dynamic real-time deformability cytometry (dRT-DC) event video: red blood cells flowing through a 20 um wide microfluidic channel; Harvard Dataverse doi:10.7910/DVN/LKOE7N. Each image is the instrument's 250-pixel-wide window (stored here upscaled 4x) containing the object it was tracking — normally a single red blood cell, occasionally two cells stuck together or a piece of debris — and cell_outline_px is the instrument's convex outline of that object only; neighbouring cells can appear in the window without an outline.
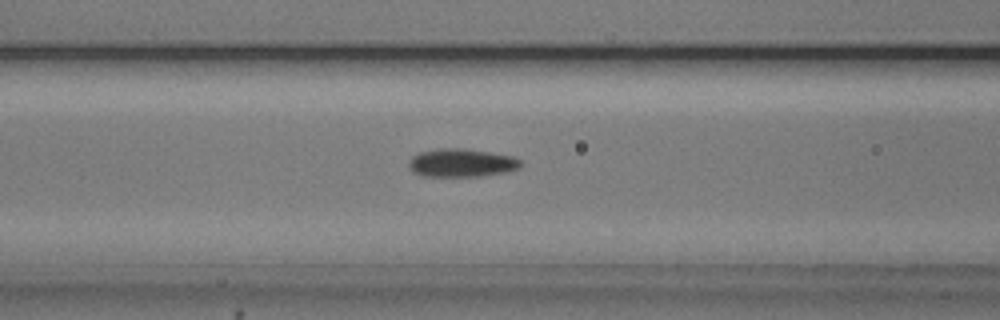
{"species": "common noctule bat (a hibernating species)", "species_latin": "Nyctalus noctula", "temperature_condition": "cold", "stored_images_in_passage": 54, "camera_frame_rate_fps": 3000, "um_per_image_px": 0.085, "animal": {"sex": "male", "body_mass_g": 20.5, "forearm_length_mm": 52.5}, "frame": {"image": 1, "passage_image": 22, "time_ms": 7.0, "image_size_px": [1000, 320], "cell_outline_px": [[520, 168], [504, 172], [480, 176], [424, 176], [412, 172], [408, 164], [408, 160], [412, 156], [420, 152], [440, 148], [460, 148], [488, 152], [512, 156], [520, 160]], "centroid_in_image_um": [39.18, 13.84], "position_along_channel_um": 127.4, "area_um2": 18.26}}
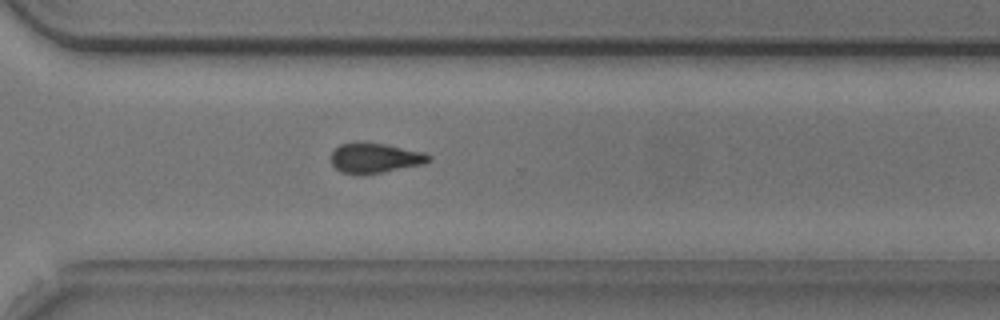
{"frame": {"image": 2, "passage_image": 39, "time_ms": 12.667, "image_size_px": [1000, 320], "cell_outline_px": [[432, 160], [424, 164], [364, 176], [340, 172], [332, 164], [332, 152], [340, 144], [384, 144], [424, 152], [432, 156]], "centroid_in_image_um": [31.92, 13.48], "position_along_channel_um": 338.7, "area_um2": 16.94}}
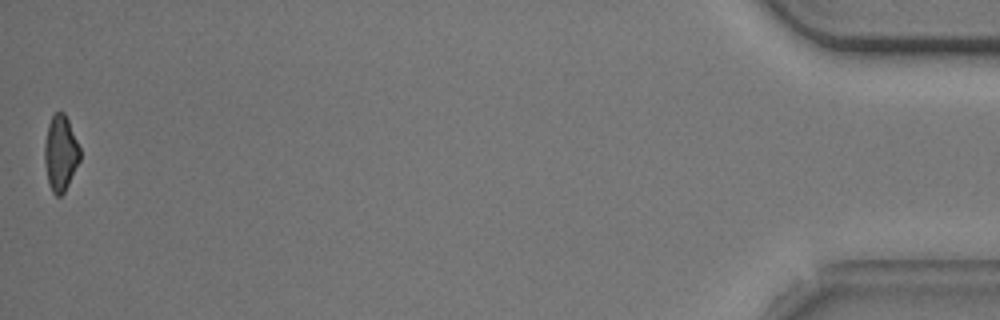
{"frame": {"image": 3, "passage_image": 54, "time_ms": 17.667, "image_size_px": [1000, 320], "cell_outline_px": [[80, 160], [64, 192], [60, 196], [56, 196], [52, 192], [48, 184], [44, 164], [44, 144], [48, 124], [52, 116], [56, 112], [64, 112], [68, 120], [80, 148]], "centroid_in_image_um": [5.13, 13.03], "position_along_channel_um": 430.1, "area_um2": 15.61}, "authors_computed_cell_mechanics": {"area_um2": 17.4267, "velocity_mm_per_s": 3.7374, "shape_relaxation_time_tau1_ms": 2.9494, "shape_relaxation_time_tau2_ms": 4.6723, "deformation_change_tau1": 0.1101, "deformation_change_tau2": 0.1112}}